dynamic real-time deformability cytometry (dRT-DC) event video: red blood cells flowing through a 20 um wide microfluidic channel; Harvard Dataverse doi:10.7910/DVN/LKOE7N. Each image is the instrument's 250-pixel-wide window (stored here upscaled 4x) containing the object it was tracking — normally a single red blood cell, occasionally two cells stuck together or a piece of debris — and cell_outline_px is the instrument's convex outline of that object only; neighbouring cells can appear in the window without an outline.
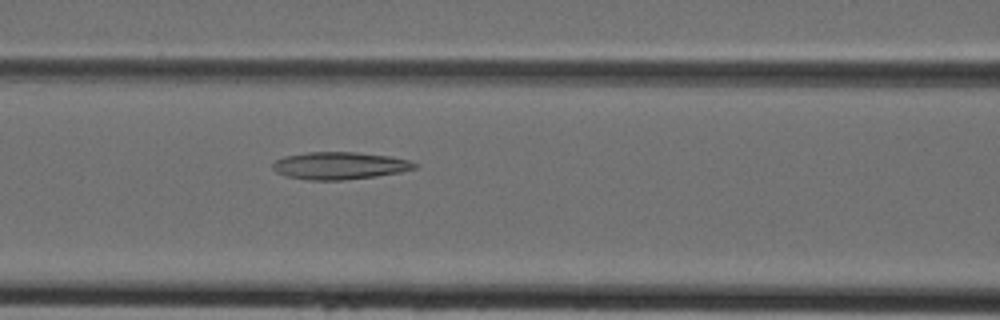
{"species": "Egyptian fruit bat (a non-hibernating species)", "species_latin": "Rousettus aegyptiacus", "temperature_condition": "cold", "stored_images_in_passage": 30, "camera_frame_rate_fps": 3000, "um_per_image_px": 0.085, "animal": {"sex": "female"}, "frame": {"image": 1, "passage_image": 7, "time_ms": 2.0, "image_size_px": [1000, 320], "cell_outline_px": [[420, 164], [416, 168], [400, 172], [376, 176], [344, 180], [308, 180], [284, 176], [276, 172], [272, 168], [272, 164], [276, 160], [284, 156], [308, 152], [356, 152], [388, 156], [408, 160]], "centroid_in_image_um": [28.85, 14.08], "position_along_channel_um": 137.8, "area_um2": 22.72}}
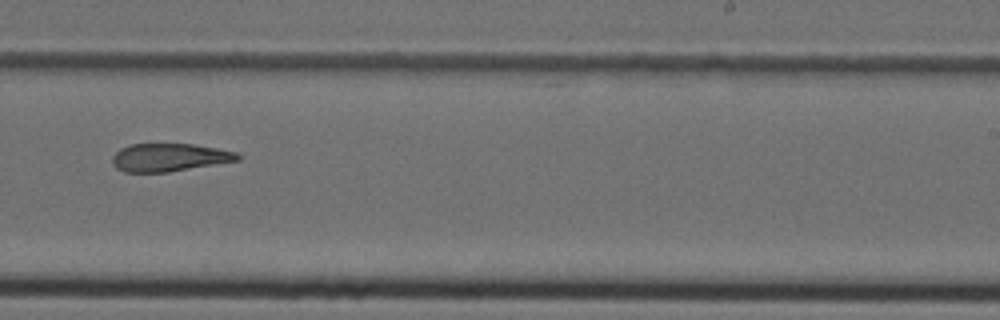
{"frame": {"image": 2, "passage_image": 16, "time_ms": 5.0, "image_size_px": [1000, 320], "cell_outline_px": [[240, 160], [168, 172], [124, 172], [116, 168], [112, 164], [112, 156], [120, 148], [132, 144], [192, 144], [216, 148], [236, 152], [240, 156]], "centroid_in_image_um": [14.36, 13.38], "position_along_channel_um": 274.6, "area_um2": 20.35}}
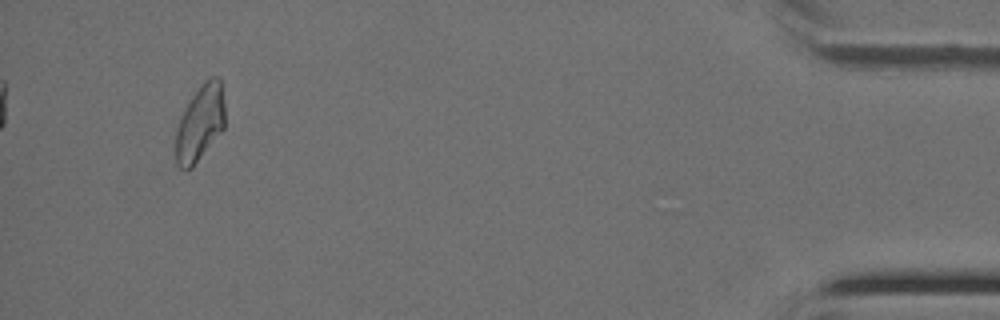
{"frame": {"image": 3, "passage_image": 30, "time_ms": 9.667, "image_size_px": [1000, 320], "cell_outline_px": [[224, 128], [192, 168], [180, 168], [176, 164], [176, 128], [180, 116], [184, 108], [192, 96], [204, 80], [212, 76], [216, 76], [220, 80], [224, 100]], "centroid_in_image_um": [17.0, 10.44], "position_along_channel_um": 418.2, "area_um2": 21.73}}